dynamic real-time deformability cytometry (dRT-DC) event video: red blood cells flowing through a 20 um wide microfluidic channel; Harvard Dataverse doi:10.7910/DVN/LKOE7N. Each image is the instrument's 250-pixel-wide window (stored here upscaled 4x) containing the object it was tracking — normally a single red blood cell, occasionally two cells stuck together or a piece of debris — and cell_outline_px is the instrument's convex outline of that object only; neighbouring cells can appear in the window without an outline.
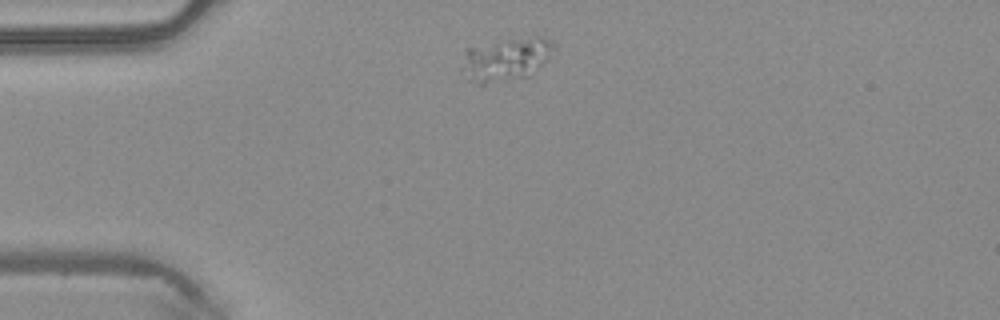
{"species": "common noctule bat (a hibernating species)", "species_latin": "Nyctalus noctula", "temperature_condition": "warm", "stored_images_in_passage": 2, "camera_frame_rate_fps": 3000, "um_per_image_px": 0.085, "animal": {"sex": "male", "body_mass_g": 20.4}, "frame": {"image": 1, "passage_image": 2, "time_ms": 0.333, "image_size_px": [1000, 320], "cell_outline_px": [[556, 48], [528, 76], [484, 84], [476, 84], [460, 72], [460, 68], [468, 48], [512, 40], [536, 36], [540, 36], [552, 40], [556, 44]], "centroid_in_image_um": [42.99, 5.06], "position_along_channel_um": 42.0, "area_um2": 22.37}}